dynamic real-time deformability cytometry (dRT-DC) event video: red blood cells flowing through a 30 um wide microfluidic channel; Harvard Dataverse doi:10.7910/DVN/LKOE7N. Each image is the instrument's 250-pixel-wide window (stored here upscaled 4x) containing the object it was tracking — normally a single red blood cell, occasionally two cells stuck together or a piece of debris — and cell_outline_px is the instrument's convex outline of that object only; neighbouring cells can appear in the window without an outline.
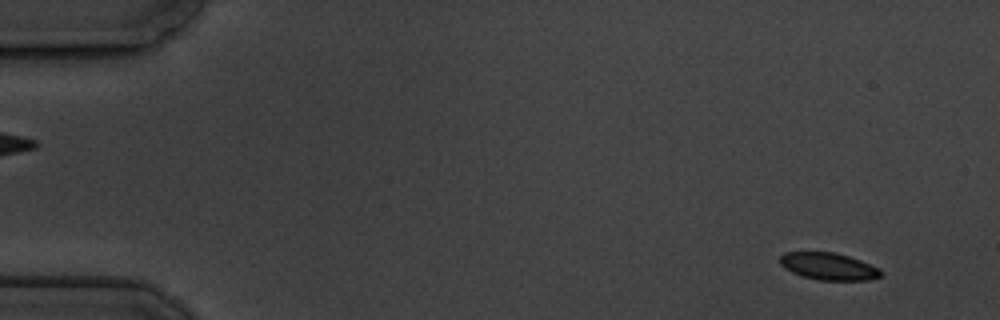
{"species": "common noctule bat (a hibernating species)", "species_latin": "Nyctalus noctula", "temperature_condition": "cold", "stored_images_in_passage": 6, "camera_frame_rate_fps": 3000, "um_per_image_px": 0.085, "animal": {"sex": "male", "body_mass_g": 19.5, "forearm_length_mm": 54.6}, "frame": {"image": 1, "passage_image": 1, "time_ms": 0.0, "image_size_px": [1000, 320], "cell_outline_px": [[880, 276], [868, 280], [820, 280], [800, 276], [784, 268], [780, 264], [780, 256], [784, 252], [836, 252], [860, 260], [880, 268]], "centroid_in_image_um": [70.39, 22.63], "position_along_channel_um": 14.6, "area_um2": 15.95}}
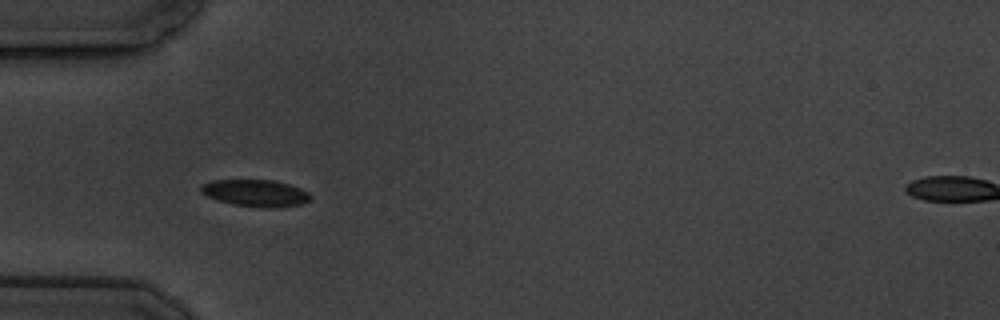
{"frame": {"image": 2, "passage_image": 5, "time_ms": 4.667, "image_size_px": [1000, 320], "cell_outline_px": [[312, 196], [308, 200], [300, 204], [280, 208], [260, 208], [232, 204], [216, 200], [200, 192], [200, 184], [212, 180], [272, 180], [288, 184], [300, 188], [308, 192]], "centroid_in_image_um": [21.69, 16.42], "position_along_channel_um": 63.3, "area_um2": 17.34}}